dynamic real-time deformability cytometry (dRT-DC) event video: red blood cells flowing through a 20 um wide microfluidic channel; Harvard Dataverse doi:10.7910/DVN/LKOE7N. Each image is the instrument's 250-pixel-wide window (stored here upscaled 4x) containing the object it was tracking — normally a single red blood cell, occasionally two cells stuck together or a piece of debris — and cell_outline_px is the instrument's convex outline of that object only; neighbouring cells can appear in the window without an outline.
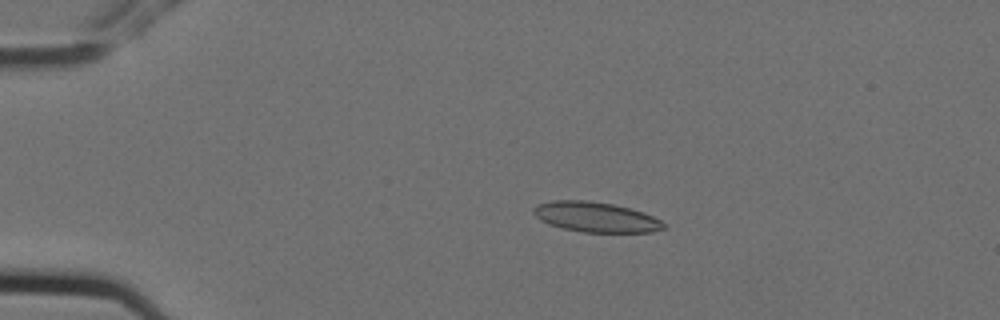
{"species": "Egyptian fruit bat (a non-hibernating species)", "species_latin": "Rousettus aegyptiacus", "temperature_condition": "cold", "stored_images_in_passage": 6, "camera_frame_rate_fps": 3000, "um_per_image_px": 0.085, "animal": {"sex": "female"}, "frame": {"image": 1, "passage_image": 4, "time_ms": 1.0, "image_size_px": [1000, 320], "cell_outline_px": [[668, 228], [652, 232], [584, 232], [564, 228], [548, 224], [540, 220], [532, 212], [532, 208], [536, 204], [552, 200], [588, 200], [612, 204], [644, 212], [668, 224]], "centroid_in_image_um": [50.65, 18.44], "position_along_channel_um": 34.4, "area_um2": 23.0}}
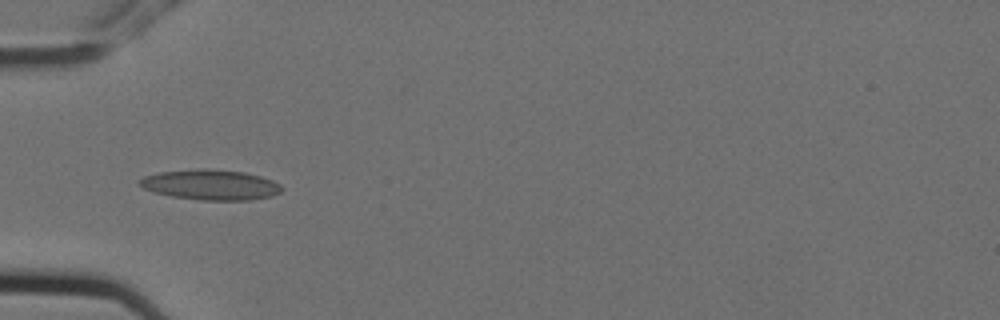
{"frame": {"image": 2, "passage_image": 6, "time_ms": 1.667, "image_size_px": [1000, 320], "cell_outline_px": [[284, 188], [280, 192], [272, 196], [252, 200], [200, 200], [172, 196], [152, 192], [136, 184], [136, 180], [144, 176], [160, 172], [204, 168], [208, 168], [244, 172], [260, 176], [272, 180], [280, 184]], "centroid_in_image_um": [17.88, 15.7], "position_along_channel_um": 67.1, "area_um2": 25.32}}